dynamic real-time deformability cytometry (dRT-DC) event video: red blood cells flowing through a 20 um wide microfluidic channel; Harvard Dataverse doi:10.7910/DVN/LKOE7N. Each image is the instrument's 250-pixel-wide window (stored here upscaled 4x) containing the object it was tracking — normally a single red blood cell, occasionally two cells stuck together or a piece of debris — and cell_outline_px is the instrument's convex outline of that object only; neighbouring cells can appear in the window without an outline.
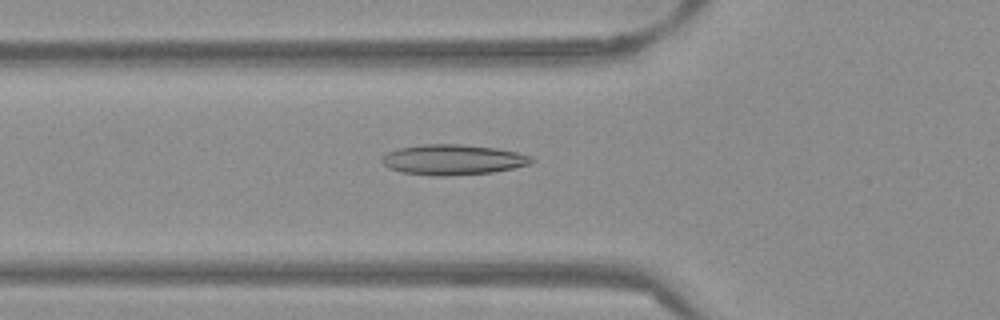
{"species": "Egyptian fruit bat (a non-hibernating species)", "species_latin": "Rousettus aegyptiacus", "temperature_condition": "warm", "stored_images_in_passage": 52, "camera_frame_rate_fps": 3000, "um_per_image_px": 0.085, "frame": {"image": 1, "passage_image": 18, "time_ms": 5.667, "image_size_px": [1000, 320], "cell_outline_px": [[536, 160], [532, 164], [492, 172], [444, 176], [436, 176], [400, 172], [388, 168], [380, 160], [388, 152], [400, 148], [424, 144], [456, 144], [496, 148], [516, 152], [532, 156]], "centroid_in_image_um": [38.52, 13.58], "position_along_channel_um": 87.3, "area_um2": 26.36}}
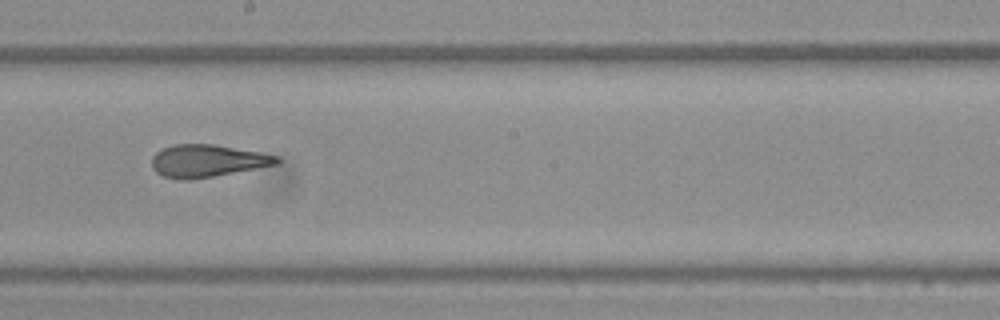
{"frame": {"image": 2, "passage_image": 29, "time_ms": 9.333, "image_size_px": [1000, 320], "cell_outline_px": [[280, 160], [276, 164], [256, 168], [212, 176], [188, 180], [180, 180], [164, 176], [156, 172], [152, 168], [152, 156], [156, 152], [164, 148], [176, 144], [212, 144], [260, 152], [280, 156]], "centroid_in_image_um": [17.6, 13.67], "position_along_channel_um": 230.6, "area_um2": 23.35}}
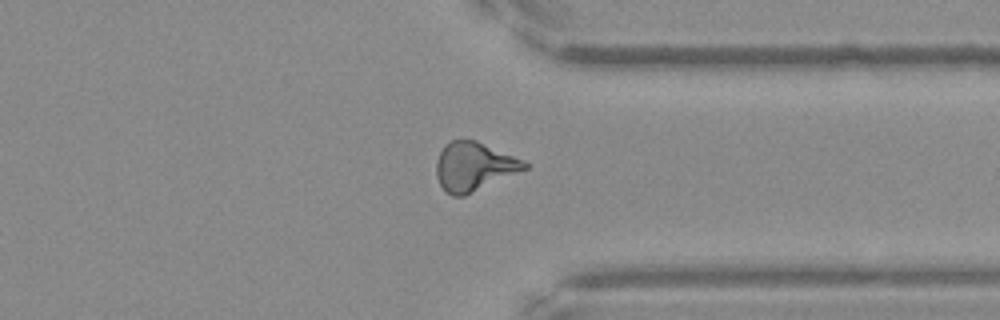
{"frame": {"image": 3, "passage_image": 40, "time_ms": 13.0, "image_size_px": [1000, 320], "cell_outline_px": [[528, 168], [464, 196], [452, 196], [444, 192], [436, 176], [436, 160], [444, 144], [452, 140], [476, 140], [512, 156], [528, 164]], "centroid_in_image_um": [40.22, 14.17], "position_along_channel_um": 371.2, "area_um2": 24.74}, "authors_computed_cell_mechanics": {"area_um2": 24.4783, "velocity_mm_per_s": 3.881, "shape_relaxation_time_tau1_ms": null, "shape_relaxation_time_tau2_ms": 1.7902, "deformation_change_tau1": null, "deformation_change_tau2": 0.1165}}